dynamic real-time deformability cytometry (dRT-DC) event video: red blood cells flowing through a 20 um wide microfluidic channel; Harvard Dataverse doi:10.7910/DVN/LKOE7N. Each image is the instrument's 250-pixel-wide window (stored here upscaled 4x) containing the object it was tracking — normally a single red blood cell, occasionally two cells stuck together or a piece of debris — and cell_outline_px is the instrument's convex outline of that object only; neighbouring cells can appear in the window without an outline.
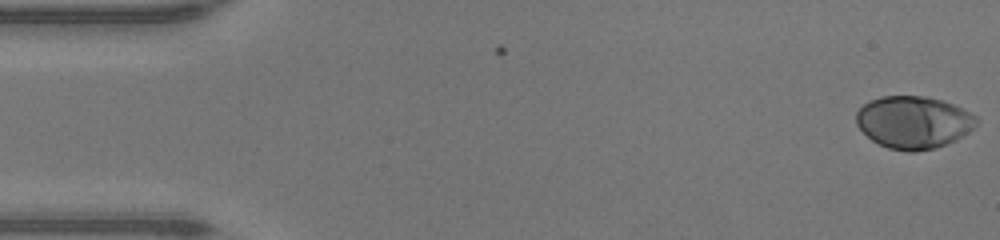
{"species": "human", "species_latin": "Homo sapiens", "temperature_condition": "warm", "stored_images_in_passage": 47, "camera_frame_rate_fps": 3000, "um_per_image_px": 0.085, "donor": {"sex": "male"}, "frame": {"image": 1, "passage_image": 1, "time_ms": 0.0, "image_size_px": [1000, 240], "cell_outline_px": [[976, 124], [968, 132], [956, 140], [936, 148], [916, 152], [908, 152], [888, 148], [872, 140], [856, 124], [856, 112], [868, 100], [880, 96], [924, 96], [940, 100], [952, 104], [976, 116]], "centroid_in_image_um": [77.62, 10.4], "position_along_channel_um": 7.4, "area_um2": 36.59}}
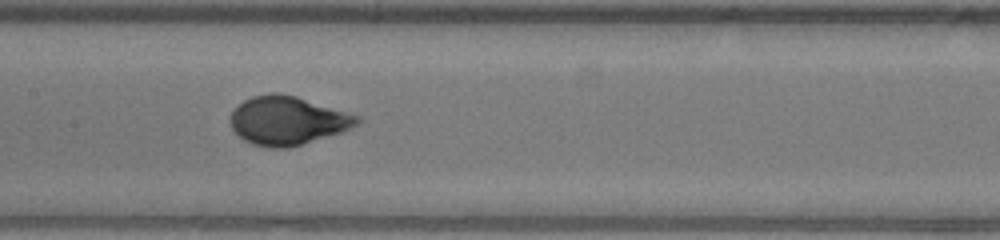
{"frame": {"image": 2, "passage_image": 23, "time_ms": 7.333, "image_size_px": [1000, 240], "cell_outline_px": [[364, 120], [352, 128], [340, 132], [288, 148], [272, 148], [252, 144], [244, 140], [232, 128], [228, 120], [232, 112], [244, 100], [252, 96], [272, 92], [280, 92], [296, 96], [360, 116]], "centroid_in_image_um": [24.44, 10.24], "position_along_channel_um": 183.0, "area_um2": 35.84}}
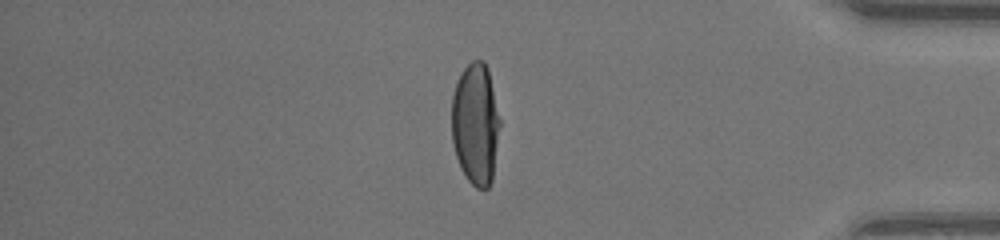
{"frame": {"image": 3, "passage_image": 40, "time_ms": 13.0, "image_size_px": [1000, 240], "cell_outline_px": [[500, 124], [492, 180], [488, 188], [484, 192], [476, 188], [468, 180], [460, 168], [452, 144], [452, 96], [460, 72], [472, 60], [484, 60], [488, 68], [500, 120]], "centroid_in_image_um": [40.41, 10.56], "position_along_channel_um": 394.8, "area_um2": 34.51}, "authors_computed_cell_mechanics": {"area_um2": 35.4892, "velocity_mm_per_s": 4.3373, "shape_relaxation_time_tau1_ms": 4.1994, "shape_relaxation_time_tau2_ms": null, "deformation_change_tau1": 0.2277, "deformation_change_tau2": null}}